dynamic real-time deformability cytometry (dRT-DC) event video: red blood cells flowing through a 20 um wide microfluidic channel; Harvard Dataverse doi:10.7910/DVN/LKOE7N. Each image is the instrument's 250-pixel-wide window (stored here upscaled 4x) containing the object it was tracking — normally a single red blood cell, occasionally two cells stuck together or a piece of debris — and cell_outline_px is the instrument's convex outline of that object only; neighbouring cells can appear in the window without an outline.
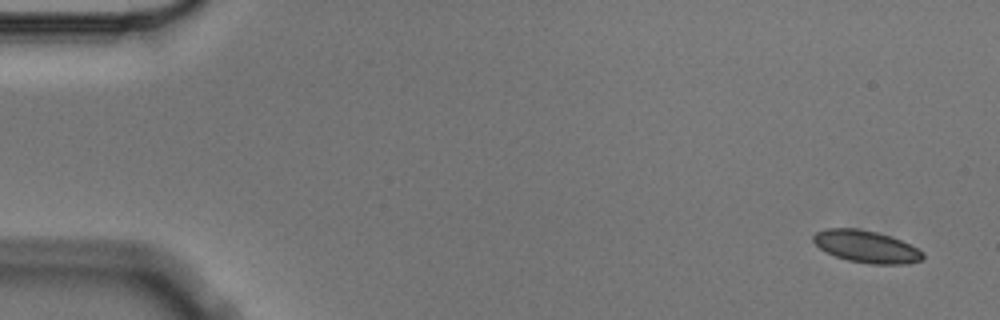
{"species": "Egyptian fruit bat (a non-hibernating species)", "species_latin": "Rousettus aegyptiacus", "temperature_condition": "cold", "stored_images_in_passage": 6, "camera_frame_rate_fps": 3000, "um_per_image_px": 0.085, "animal": {"sex": "male"}, "frame": {"image": 1, "passage_image": 1, "time_ms": 0.0, "image_size_px": [1000, 320], "cell_outline_px": [[924, 256], [920, 260], [908, 264], [868, 264], [848, 260], [836, 256], [820, 248], [812, 240], [812, 236], [816, 232], [824, 228], [860, 228], [876, 232], [900, 240], [924, 252]], "centroid_in_image_um": [73.61, 20.96], "position_along_channel_um": 11.4, "area_um2": 20.4}}
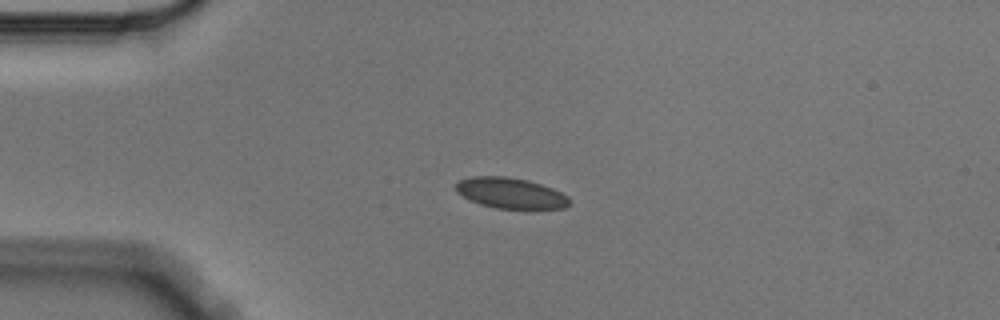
{"frame": {"image": 2, "passage_image": 4, "time_ms": 1.0, "image_size_px": [1000, 320], "cell_outline_px": [[568, 204], [564, 208], [528, 212], [496, 208], [480, 204], [468, 200], [456, 192], [456, 184], [460, 180], [472, 176], [504, 176], [528, 180], [552, 188], [568, 196]], "centroid_in_image_um": [43.42, 16.47], "position_along_channel_um": 41.6, "area_um2": 21.1}}
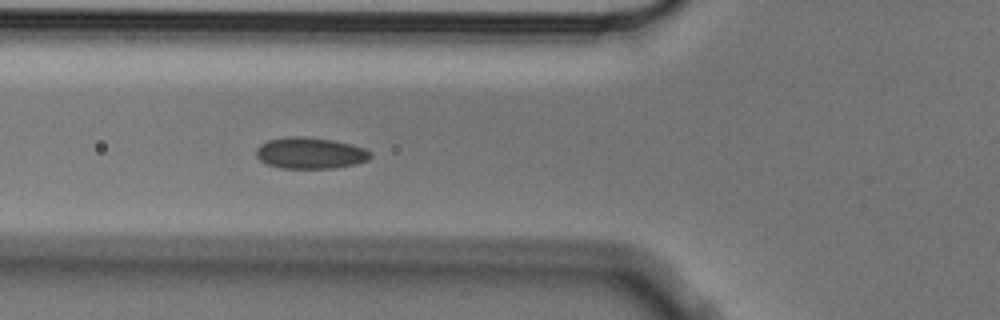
{"frame": {"image": 3, "passage_image": 6, "time_ms": 1.667, "image_size_px": [1000, 320], "cell_outline_px": [[372, 156], [368, 160], [356, 164], [332, 168], [280, 168], [268, 164], [260, 160], [256, 156], [256, 148], [260, 144], [268, 140], [288, 136], [304, 136], [332, 140], [352, 144], [364, 148], [372, 152]], "centroid_in_image_um": [26.37, 13.0], "position_along_channel_um": 99.4, "area_um2": 20.98}}